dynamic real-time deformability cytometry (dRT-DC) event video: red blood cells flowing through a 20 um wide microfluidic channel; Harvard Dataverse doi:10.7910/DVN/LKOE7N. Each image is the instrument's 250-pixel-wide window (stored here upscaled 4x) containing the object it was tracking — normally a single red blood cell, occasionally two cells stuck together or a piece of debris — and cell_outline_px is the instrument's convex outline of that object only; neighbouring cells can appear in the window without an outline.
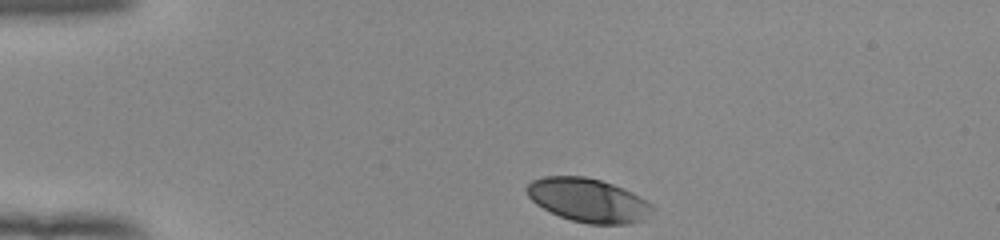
{"species": "human", "species_latin": "Homo sapiens", "temperature_condition": "room temperature", "stored_images_in_passage": 34, "camera_frame_rate_fps": 3000, "um_per_image_px": 0.085, "donor": {"sex": "female"}, "frame": {"image": 1, "passage_image": 1, "time_ms": 0.0, "image_size_px": [1000, 240], "cell_outline_px": [[656, 208], [644, 220], [628, 224], [588, 224], [572, 220], [560, 216], [536, 204], [528, 196], [524, 188], [532, 180], [544, 176], [584, 176], [600, 180], [612, 184], [632, 192], [652, 204]], "centroid_in_image_um": [50.0, 17.02], "position_along_channel_um": 35.0, "area_um2": 32.02}}
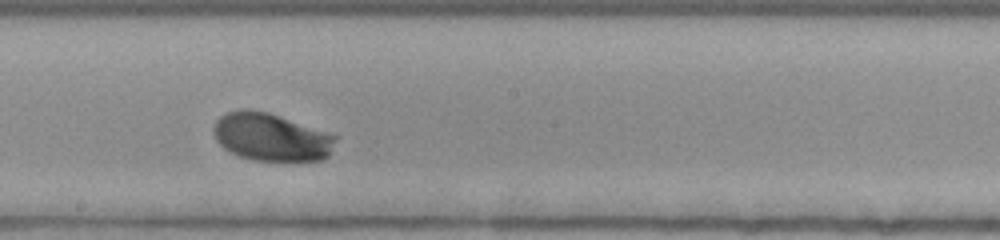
{"frame": {"image": 2, "passage_image": 20, "time_ms": 6.333, "image_size_px": [1000, 240], "cell_outline_px": [[340, 136], [328, 156], [324, 160], [252, 160], [240, 156], [224, 148], [216, 140], [216, 120], [220, 116], [228, 112], [244, 108], [248, 108], [268, 112]], "centroid_in_image_um": [23.11, 11.64], "position_along_channel_um": 225.1, "area_um2": 33.81}}
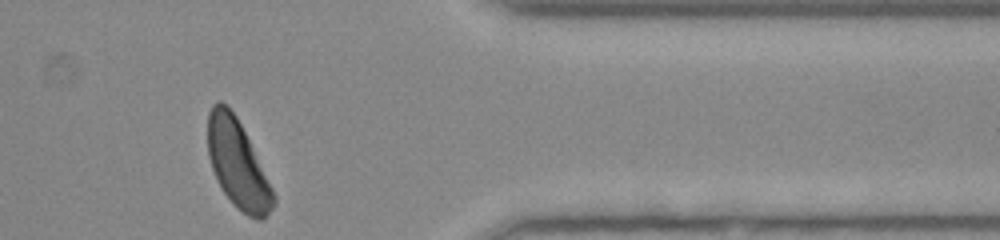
{"frame": {"image": 3, "passage_image": 34, "time_ms": 11.0, "image_size_px": [1000, 240], "cell_outline_px": [[276, 204], [260, 220], [256, 220], [248, 216], [236, 208], [232, 204], [216, 180], [208, 156], [208, 112], [212, 104], [216, 100], [220, 100], [236, 116], [276, 196]], "centroid_in_image_um": [20.17, 13.97], "position_along_channel_um": 391.2, "area_um2": 33.18}, "authors_computed_cell_mechanics": {"area_um2": 33.1483, "velocity_mm_per_s": 3.8913, "shape_relaxation_time_tau1_ms": 1.7946, "shape_relaxation_time_tau2_ms": null, "deformation_change_tau1": 0.1068, "deformation_change_tau2": null}}